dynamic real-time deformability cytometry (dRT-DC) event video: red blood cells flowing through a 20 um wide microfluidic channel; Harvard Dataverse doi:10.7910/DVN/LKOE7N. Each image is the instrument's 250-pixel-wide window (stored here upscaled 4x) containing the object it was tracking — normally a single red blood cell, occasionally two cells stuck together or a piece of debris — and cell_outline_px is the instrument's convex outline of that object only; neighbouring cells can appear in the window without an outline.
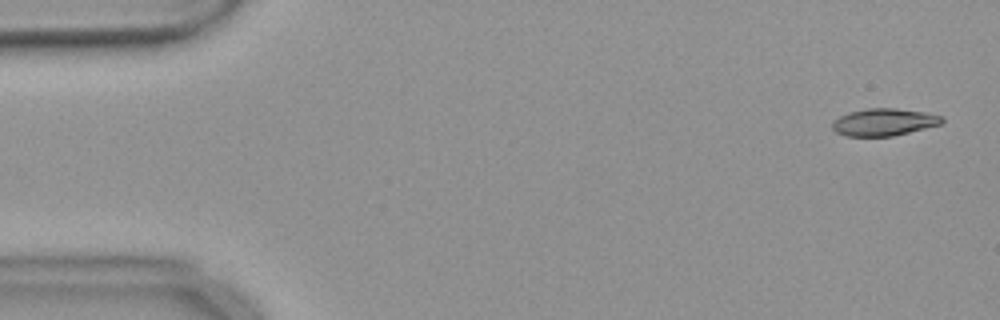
{"species": "common noctule bat (a hibernating species)", "species_latin": "Nyctalus noctula", "temperature_condition": "warm", "stored_images_in_passage": 55, "camera_frame_rate_fps": 3000, "um_per_image_px": 0.085, "animal": {"sex": "female", "body_mass_g": 18.4}, "frame": {"image": 1, "passage_image": 2, "time_ms": 0.333, "image_size_px": [1000, 320], "cell_outline_px": [[944, 120], [940, 124], [892, 136], [844, 136], [836, 132], [832, 128], [832, 120], [848, 112], [868, 108], [896, 108], [924, 112], [944, 116]], "centroid_in_image_um": [75.1, 10.37], "position_along_channel_um": 9.9, "area_um2": 17.4}}
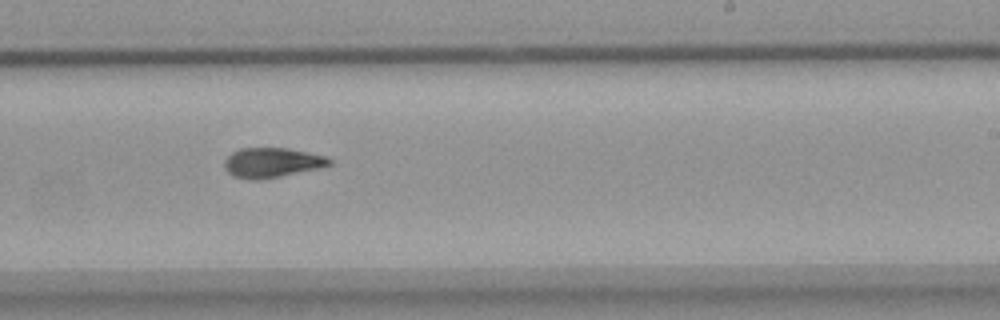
{"frame": {"image": 2, "passage_image": 33, "time_ms": 10.667, "image_size_px": [1000, 320], "cell_outline_px": [[332, 164], [320, 168], [260, 180], [248, 180], [232, 176], [224, 168], [224, 160], [232, 152], [240, 148], [288, 148], [328, 156], [332, 160]], "centroid_in_image_um": [23.11, 13.82], "position_along_channel_um": 265.9, "area_um2": 18.44}}
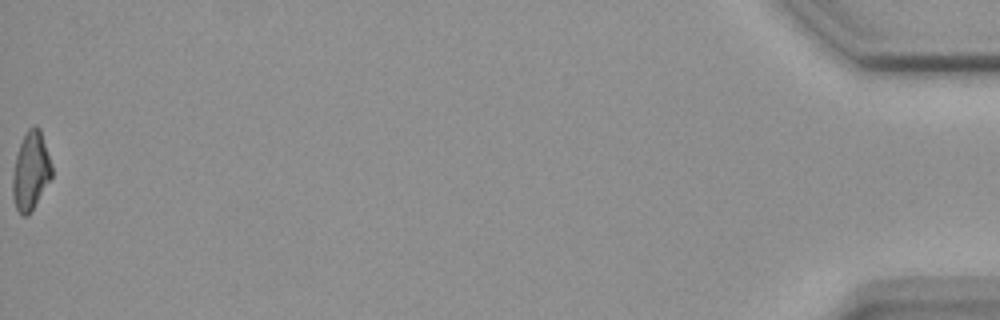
{"frame": {"image": 3, "passage_image": 55, "time_ms": 18.0, "image_size_px": [1000, 320], "cell_outline_px": [[52, 176], [28, 216], [20, 216], [16, 208], [12, 196], [12, 172], [16, 152], [28, 128], [36, 124], [40, 128], [52, 164]], "centroid_in_image_um": [2.59, 14.52], "position_along_channel_um": 432.6, "area_um2": 18.03}, "authors_computed_cell_mechanics": {"area_um2": 18.207, "velocity_mm_per_s": 3.6806, "shape_relaxation_time_tau1_ms": 6.2991, "shape_relaxation_time_tau2_ms": 4.1328, "deformation_change_tau1": 0.1862, "deformation_change_tau2": 0.1195}}